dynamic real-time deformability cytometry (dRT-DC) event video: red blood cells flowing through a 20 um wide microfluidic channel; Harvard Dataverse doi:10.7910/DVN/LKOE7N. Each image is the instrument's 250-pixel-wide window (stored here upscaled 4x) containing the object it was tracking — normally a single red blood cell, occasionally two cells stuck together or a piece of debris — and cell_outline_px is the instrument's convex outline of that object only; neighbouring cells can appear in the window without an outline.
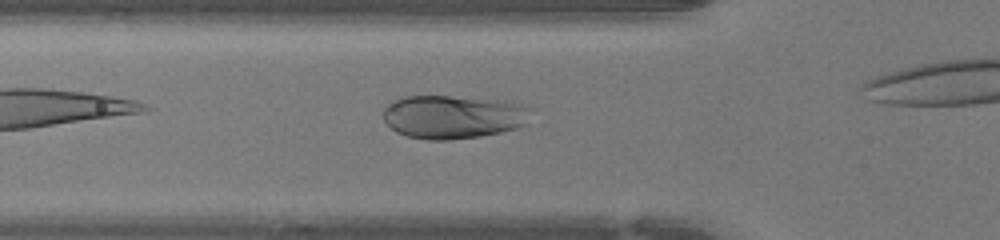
{"species": "human", "species_latin": "Homo sapiens", "temperature_condition": "warm", "stored_images_in_passage": 27, "camera_frame_rate_fps": 3000, "um_per_image_px": 0.085, "donor": {"sex": "female"}, "frame": {"image": 1, "passage_image": 5, "time_ms": 1.333, "image_size_px": [1000, 240], "cell_outline_px": [[536, 108], [524, 124], [520, 128], [480, 136], [448, 140], [428, 140], [408, 136], [396, 132], [384, 120], [384, 108], [388, 100], [404, 96], [448, 96], [504, 100]], "centroid_in_image_um": [38.54, 9.91], "position_along_channel_um": 87.3, "area_um2": 37.92}}
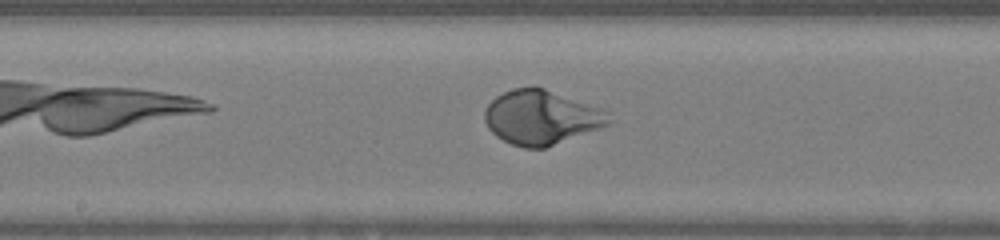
{"frame": {"image": 2, "passage_image": 13, "time_ms": 4.0, "image_size_px": [1000, 240], "cell_outline_px": [[612, 124], [544, 148], [524, 148], [512, 144], [496, 136], [488, 128], [484, 120], [484, 112], [488, 104], [496, 96], [512, 88], [544, 88], [604, 108], [608, 112]], "centroid_in_image_um": [46.04, 9.98], "position_along_channel_um": 202.2, "area_um2": 39.3}}
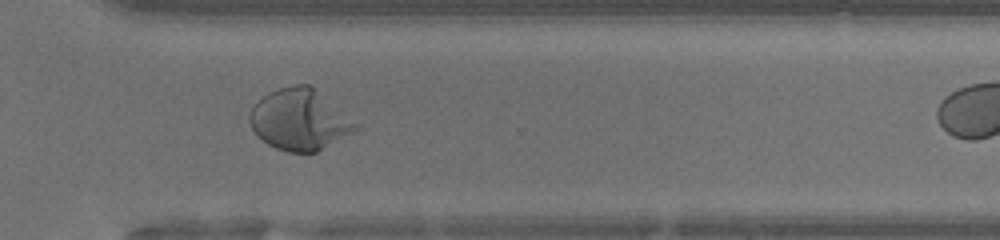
{"frame": {"image": 3, "passage_image": 23, "time_ms": 7.333, "image_size_px": [1000, 240], "cell_outline_px": [[360, 124], [352, 132], [316, 152], [288, 152], [276, 148], [268, 144], [252, 128], [248, 120], [248, 116], [252, 108], [268, 92], [292, 84], [312, 84]], "centroid_in_image_um": [25.49, 10.14], "position_along_channel_um": 345.1, "area_um2": 37.57}}